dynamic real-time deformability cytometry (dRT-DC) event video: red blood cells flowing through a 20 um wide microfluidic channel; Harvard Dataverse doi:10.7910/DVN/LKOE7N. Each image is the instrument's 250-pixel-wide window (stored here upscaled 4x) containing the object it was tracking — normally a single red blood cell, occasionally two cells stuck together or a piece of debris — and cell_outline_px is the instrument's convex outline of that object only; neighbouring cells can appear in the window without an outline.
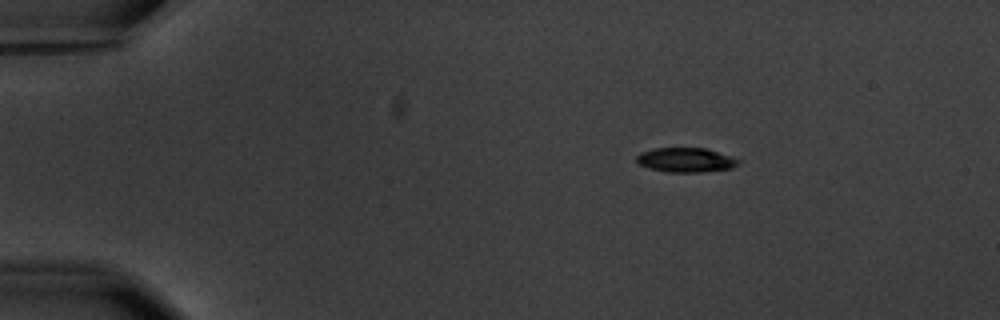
{"species": "common noctule bat (a hibernating species)", "species_latin": "Nyctalus noctula", "temperature_condition": "warm", "stored_images_in_passage": 4, "segment_of_instrument_passage": [1, 2], "camera_frame_rate_fps": 3000, "um_per_image_px": 0.085, "animal": {"sex": "male", "body_mass_g": 20.1, "forearm_length_mm": 53.5}, "frame": {"image": 1, "passage_image": 1, "time_ms": 0.0, "image_size_px": [1000, 320], "cell_outline_px": [[740, 164], [732, 168], [700, 172], [668, 172], [648, 168], [640, 164], [636, 160], [636, 156], [640, 152], [652, 148], [704, 148], [732, 156], [740, 160]], "centroid_in_image_um": [58.29, 13.59], "position_along_channel_um": 26.7, "area_um2": 14.57}}